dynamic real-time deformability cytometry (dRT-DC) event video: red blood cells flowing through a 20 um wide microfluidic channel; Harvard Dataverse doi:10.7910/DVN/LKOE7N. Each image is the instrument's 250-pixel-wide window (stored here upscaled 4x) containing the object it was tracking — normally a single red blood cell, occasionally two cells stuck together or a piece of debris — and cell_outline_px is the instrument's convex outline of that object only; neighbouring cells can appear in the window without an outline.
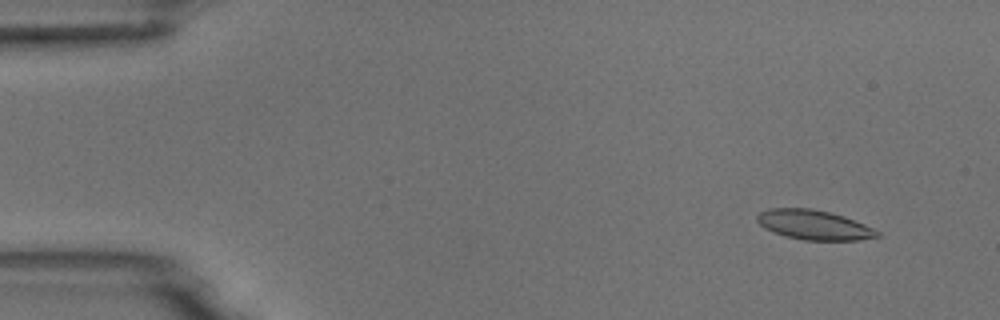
{"species": "common noctule bat (a hibernating species)", "species_latin": "Nyctalus noctula", "temperature_condition": "room temperature", "stored_images_in_passage": 51, "camera_frame_rate_fps": 3000, "um_per_image_px": 0.085, "animal": {"sex": "male", "body_mass_g": 18.8}, "frame": {"image": 1, "passage_image": 1, "time_ms": 0.0, "image_size_px": [1000, 320], "cell_outline_px": [[880, 236], [860, 240], [804, 240], [788, 236], [764, 228], [756, 220], [756, 216], [760, 212], [768, 208], [812, 208], [844, 216], [864, 224], [880, 232]], "centroid_in_image_um": [69.19, 19.1], "position_along_channel_um": 15.8, "area_um2": 20.58}}
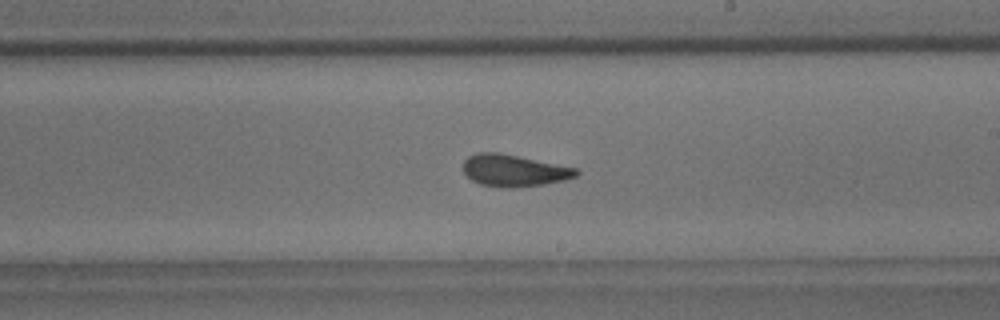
{"frame": {"image": 2, "passage_image": 28, "time_ms": 9.0, "image_size_px": [1000, 320], "cell_outline_px": [[580, 172], [576, 176], [564, 180], [544, 184], [512, 188], [500, 188], [480, 184], [472, 180], [464, 172], [464, 160], [468, 156], [476, 152], [496, 152], [576, 168]], "centroid_in_image_um": [43.66, 14.5], "position_along_channel_um": 245.3, "area_um2": 20.81}}
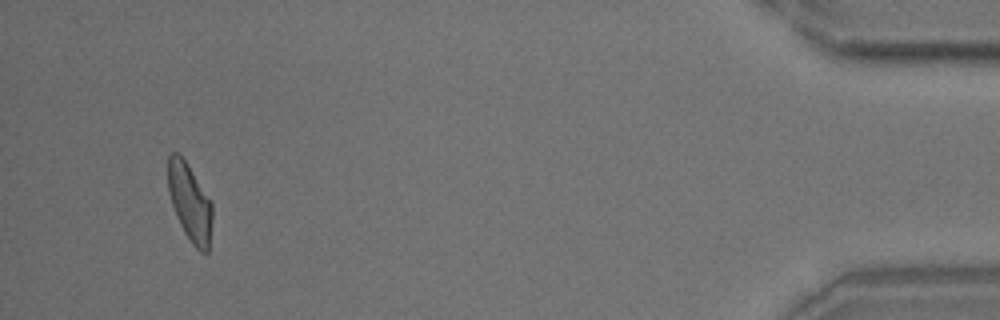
{"frame": {"image": 3, "passage_image": 48, "time_ms": 15.667, "image_size_px": [1000, 320], "cell_outline_px": [[212, 220], [208, 252], [200, 252], [192, 244], [184, 232], [176, 216], [168, 192], [168, 156], [172, 152], [180, 152], [212, 200]], "centroid_in_image_um": [16.14, 17.17], "position_along_channel_um": 419.1, "area_um2": 20.29}, "authors_computed_cell_mechanics": {"area_um2": 20.808, "velocity_mm_per_s": 3.7149, "shape_relaxation_time_tau1_ms": 9.252, "shape_relaxation_time_tau2_ms": 1.9407, "deformation_change_tau1": 0.1808, "deformation_change_tau2": 0.0908}}